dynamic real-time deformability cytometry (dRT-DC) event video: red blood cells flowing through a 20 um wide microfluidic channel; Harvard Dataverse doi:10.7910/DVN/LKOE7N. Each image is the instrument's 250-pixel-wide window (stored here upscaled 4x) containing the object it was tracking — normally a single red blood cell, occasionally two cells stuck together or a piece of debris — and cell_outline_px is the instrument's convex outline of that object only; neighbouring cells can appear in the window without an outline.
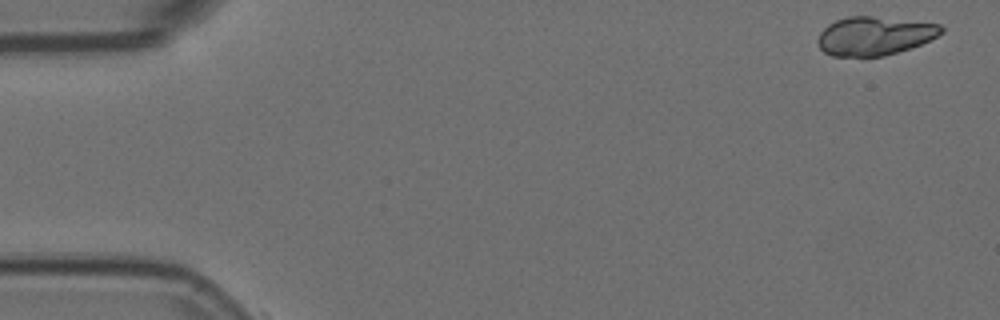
{"species": "Egyptian fruit bat (a non-hibernating species)", "species_latin": "Rousettus aegyptiacus", "temperature_condition": "room temperature", "stored_images_in_passage": 5, "camera_frame_rate_fps": 3000, "um_per_image_px": 0.085, "animal": {"sex": "female"}, "frame": {"image": 1, "passage_image": 1, "time_ms": 0.0, "image_size_px": [1000, 320], "cell_outline_px": [[944, 32], [920, 44], [884, 56], [832, 56], [824, 52], [816, 44], [816, 40], [820, 32], [828, 24], [836, 20], [848, 16], [872, 16], [940, 24], [944, 28]], "centroid_in_image_um": [74.28, 3.04], "position_along_channel_um": 10.7, "area_um2": 27.69}}